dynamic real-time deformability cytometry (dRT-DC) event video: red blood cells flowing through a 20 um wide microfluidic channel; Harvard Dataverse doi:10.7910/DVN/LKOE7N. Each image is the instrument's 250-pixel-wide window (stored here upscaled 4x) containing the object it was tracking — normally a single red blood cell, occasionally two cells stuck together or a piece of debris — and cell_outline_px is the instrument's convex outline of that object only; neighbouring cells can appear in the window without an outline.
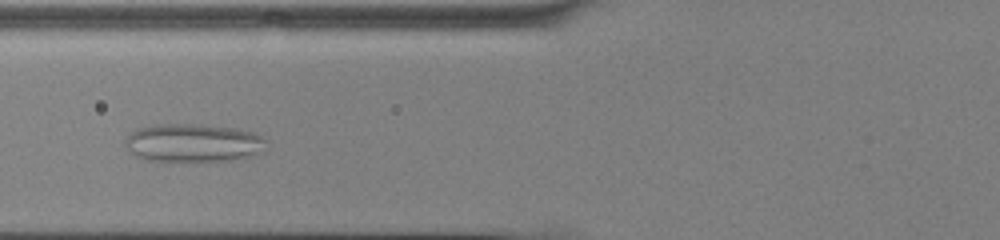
{"species": "common noctule bat (a hibernating species)", "species_latin": "Nyctalus noctula", "temperature_condition": "cold", "stored_images_in_passage": 38, "camera_frame_rate_fps": 3000, "um_per_image_px": 0.085, "animal": {"sex": "male", "body_mass_g": 13.0, "forearm_length_mm": 53.1}, "frame": {"image": 1, "passage_image": 10, "time_ms": 3.0, "image_size_px": [1000, 240], "cell_outline_px": [[268, 140], [260, 152], [252, 156], [228, 160], [148, 160], [136, 156], [124, 144], [124, 140], [136, 128], [156, 124], [200, 124], [236, 128], [256, 132]], "centroid_in_image_um": [16.44, 12.11], "position_along_channel_um": 109.4, "area_um2": 31.33}}
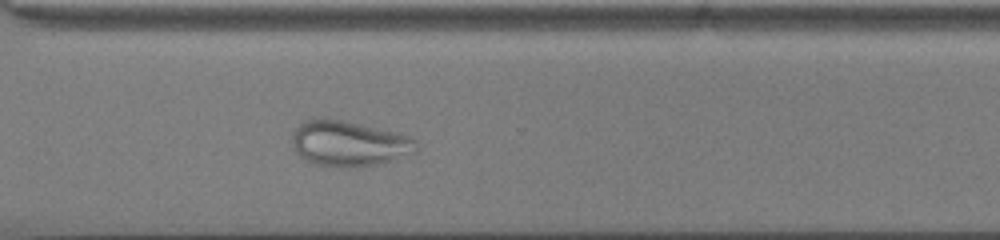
{"frame": {"image": 2, "passage_image": 28, "time_ms": 9.0, "image_size_px": [1000, 240], "cell_outline_px": [[420, 148], [416, 152], [376, 164], [348, 168], [340, 168], [312, 164], [300, 156], [296, 152], [292, 144], [292, 132], [304, 120], [316, 116], [324, 116], [396, 132], [408, 136], [416, 140], [420, 144]], "centroid_in_image_um": [29.62, 12.18], "position_along_channel_um": 341.0, "area_um2": 33.41}}
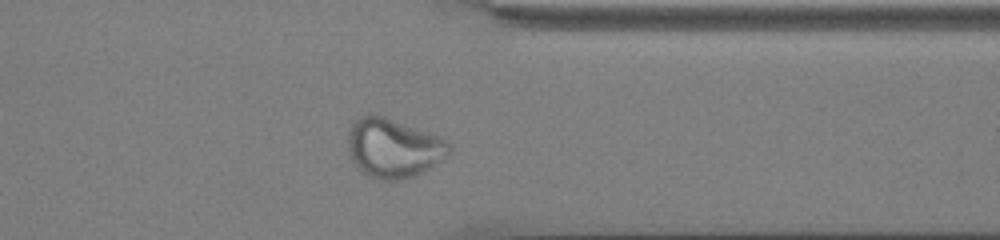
{"frame": {"image": 3, "passage_image": 31, "time_ms": 10.0, "image_size_px": [1000, 240], "cell_outline_px": [[452, 148], [448, 156], [428, 168], [412, 176], [396, 180], [380, 180], [360, 172], [352, 160], [348, 148], [348, 132], [352, 124], [360, 116], [368, 112], [384, 116], [440, 136], [448, 140]], "centroid_in_image_um": [33.43, 12.56], "position_along_channel_um": 378.0, "area_um2": 35.03}}